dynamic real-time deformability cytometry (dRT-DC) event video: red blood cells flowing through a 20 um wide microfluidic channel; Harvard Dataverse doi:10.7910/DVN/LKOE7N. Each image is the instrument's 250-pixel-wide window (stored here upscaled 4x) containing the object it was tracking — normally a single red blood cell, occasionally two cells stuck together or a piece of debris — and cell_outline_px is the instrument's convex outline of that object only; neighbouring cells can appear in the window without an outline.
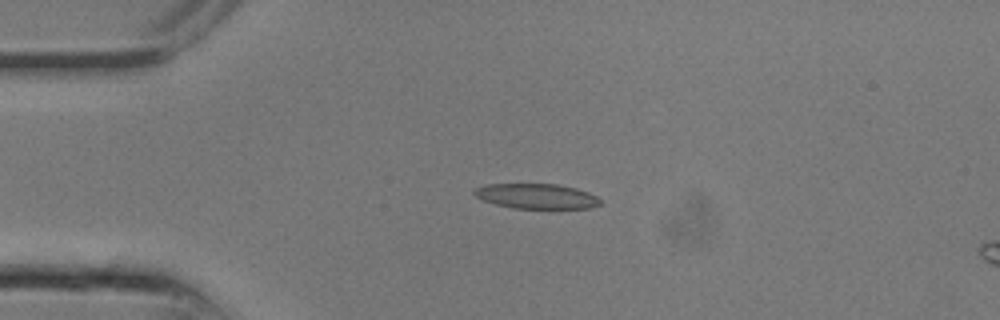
{"species": "common noctule bat (a hibernating species)", "species_latin": "Nyctalus noctula", "temperature_condition": "room temperature", "stored_images_in_passage": 24, "camera_frame_rate_fps": 3000, "um_per_image_px": 0.085, "animal": {"sex": "male", "body_mass_g": 13.3}, "frame": {"image": 1, "passage_image": 5, "time_ms": 1.333, "image_size_px": [1000, 320], "cell_outline_px": [[600, 204], [592, 208], [512, 208], [496, 204], [484, 200], [476, 196], [472, 192], [476, 188], [488, 184], [556, 184], [576, 188], [588, 192], [596, 196], [600, 200]], "centroid_in_image_um": [45.62, 16.67], "position_along_channel_um": 39.4, "area_um2": 18.21}}
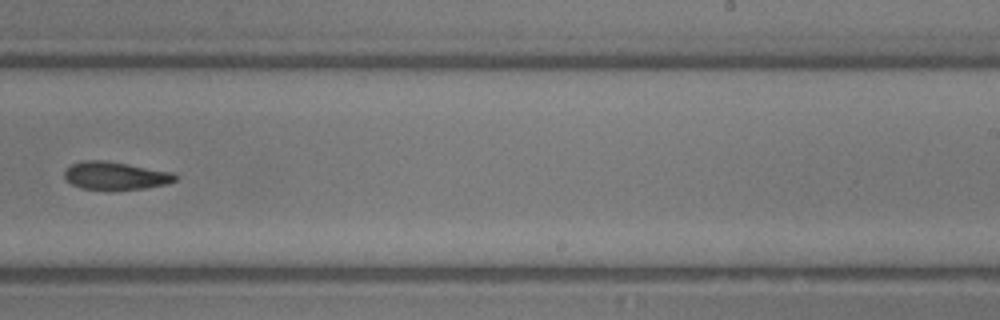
{"frame": {"image": 2, "passage_image": 15, "time_ms": 4.667, "image_size_px": [1000, 320], "cell_outline_px": [[176, 180], [168, 184], [144, 188], [80, 188], [64, 180], [64, 168], [72, 164], [84, 160], [104, 160], [176, 172]], "centroid_in_image_um": [9.81, 14.9], "position_along_channel_um": 279.2, "area_um2": 17.86}}
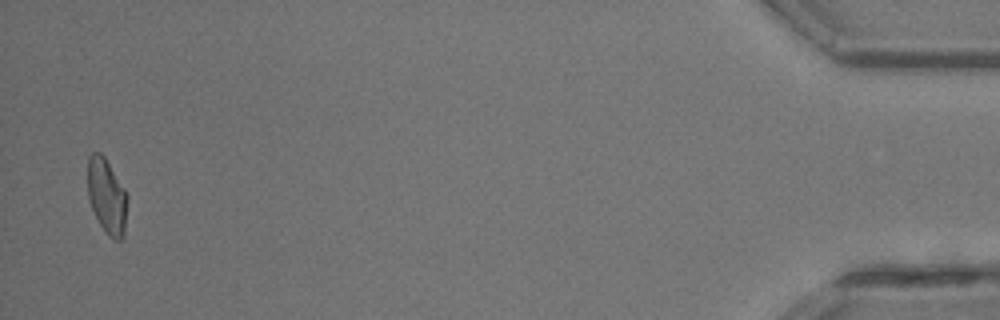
{"frame": {"image": 3, "passage_image": 24, "time_ms": 7.667, "image_size_px": [1000, 320], "cell_outline_px": [[128, 200], [124, 236], [120, 240], [112, 240], [108, 236], [100, 224], [88, 200], [88, 156], [92, 152], [100, 152], [104, 156], [124, 188], [128, 196]], "centroid_in_image_um": [9.09, 16.7], "position_along_channel_um": 426.1, "area_um2": 17.51}}